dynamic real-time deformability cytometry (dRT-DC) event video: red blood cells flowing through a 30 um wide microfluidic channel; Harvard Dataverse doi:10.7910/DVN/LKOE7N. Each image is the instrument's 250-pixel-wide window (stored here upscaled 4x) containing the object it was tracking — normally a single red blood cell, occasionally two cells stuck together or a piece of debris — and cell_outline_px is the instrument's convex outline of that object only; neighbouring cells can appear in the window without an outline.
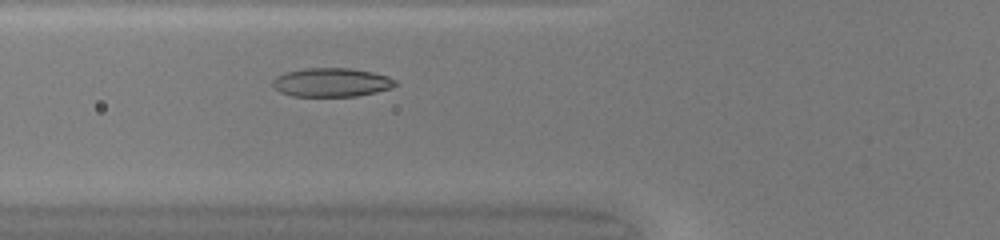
{"species": "common noctule bat (a hibernating species)", "species_latin": "Nyctalus noctula", "temperature_condition": "warm", "stored_images_in_passage": 39, "camera_frame_rate_fps": 3000, "um_per_image_px": 0.085, "animal": {"sex": "female", "body_mass_g": 20.0, "forearm_length_mm": 54.0}, "frame": {"image": 1, "passage_image": 9, "time_ms": 2.667, "image_size_px": [1000, 240], "cell_outline_px": [[400, 84], [392, 88], [376, 92], [356, 96], [292, 96], [280, 92], [272, 84], [272, 80], [276, 76], [288, 72], [304, 68], [352, 68], [372, 72], [388, 76], [396, 80]], "centroid_in_image_um": [28.22, 7.0], "position_along_channel_um": 97.6, "area_um2": 20.69}}
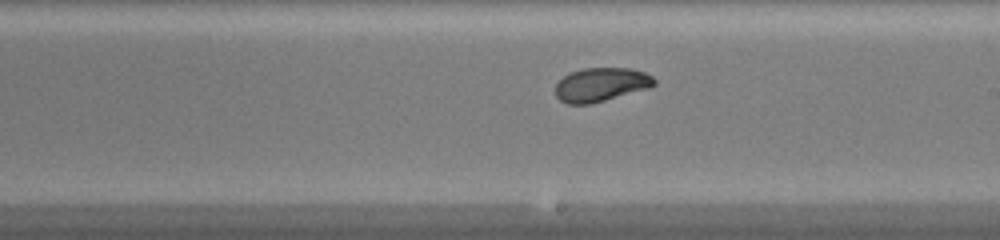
{"frame": {"image": 2, "passage_image": 19, "time_ms": 6.0, "image_size_px": [1000, 240], "cell_outline_px": [[656, 84], [648, 88], [592, 104], [568, 104], [560, 100], [556, 96], [556, 80], [568, 72], [584, 68], [632, 68], [644, 72], [652, 76], [656, 80]], "centroid_in_image_um": [51.05, 7.18], "position_along_channel_um": 237.9, "area_um2": 19.71}}
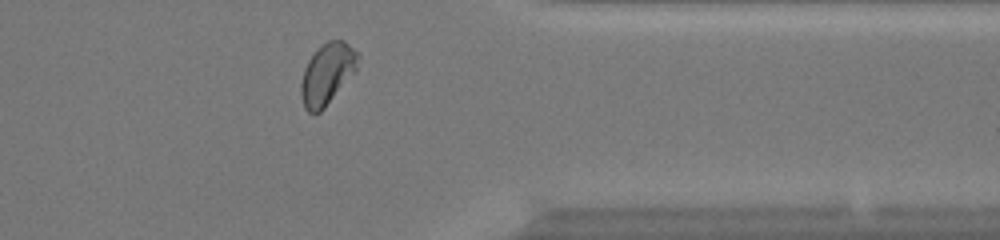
{"frame": {"image": 3, "passage_image": 30, "time_ms": 9.667, "image_size_px": [1000, 240], "cell_outline_px": [[360, 56], [356, 72], [324, 108], [320, 112], [308, 112], [304, 108], [300, 96], [300, 84], [304, 68], [308, 60], [316, 48], [328, 40], [344, 40], [360, 52]], "centroid_in_image_um": [27.83, 6.25], "position_along_channel_um": 383.6, "area_um2": 20.75}, "authors_computed_cell_mechanics": {"area_um2": 20.1722, "velocity_mm_per_s": 4.2097, "shape_relaxation_time_tau1_ms": 3.4109, "shape_relaxation_time_tau2_ms": 0.9014, "deformation_change_tau1": 0.1478, "deformation_change_tau2": 0.0412}}